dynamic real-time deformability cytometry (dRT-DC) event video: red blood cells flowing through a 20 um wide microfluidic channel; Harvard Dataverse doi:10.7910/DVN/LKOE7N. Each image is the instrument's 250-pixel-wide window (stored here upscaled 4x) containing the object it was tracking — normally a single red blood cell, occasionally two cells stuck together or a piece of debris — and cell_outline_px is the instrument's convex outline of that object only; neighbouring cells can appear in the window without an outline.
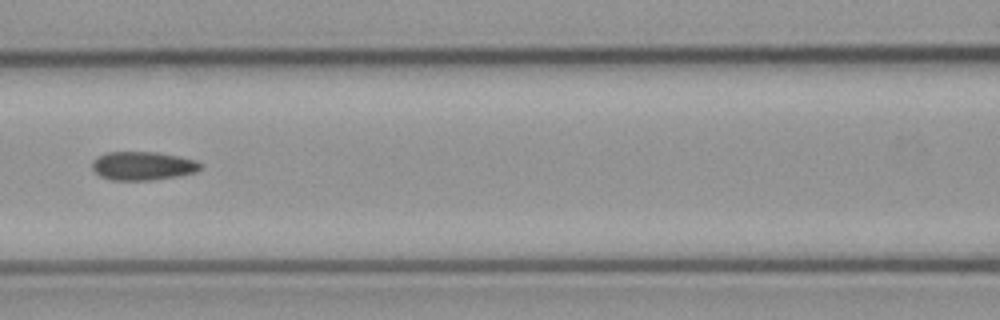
{"species": "common noctule bat (a hibernating species)", "species_latin": "Nyctalus noctula", "temperature_condition": "cold", "stored_images_in_passage": 9, "segment_of_instrument_passage": [1, 2], "camera_frame_rate_fps": 3000, "um_per_image_px": 0.085, "animal": {"sex": "male", "body_mass_g": 23.1, "forearm_length_mm": 52.7}, "frame": {"image": 1, "passage_image": 6, "time_ms": 5.667, "image_size_px": [1000, 320], "cell_outline_px": [[200, 168], [196, 172], [176, 176], [152, 180], [112, 180], [100, 176], [92, 168], [92, 160], [96, 156], [108, 152], [156, 152], [196, 160], [200, 164]], "centroid_in_image_um": [12.09, 14.09], "position_along_channel_um": 154.5, "area_um2": 17.92}}
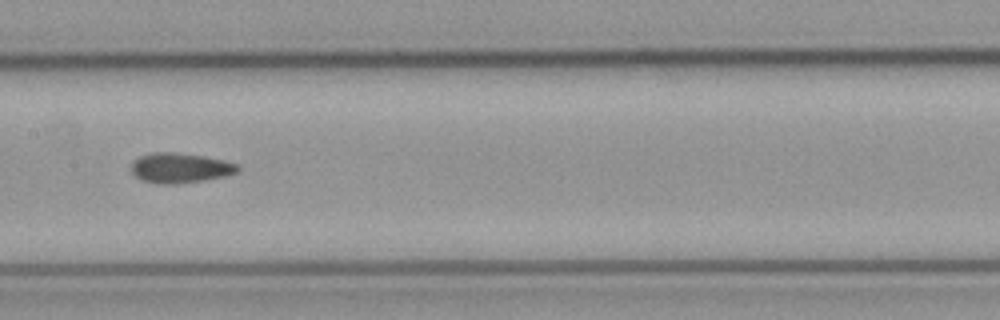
{"frame": {"image": 2, "passage_image": 7, "time_ms": 6.667, "image_size_px": [1000, 320], "cell_outline_px": [[240, 168], [236, 172], [224, 176], [204, 180], [176, 184], [156, 184], [140, 180], [132, 172], [132, 164], [140, 156], [152, 152], [176, 152], [204, 156], [224, 160], [236, 164]], "centroid_in_image_um": [15.29, 14.28], "position_along_channel_um": 192.1, "area_um2": 18.55}}
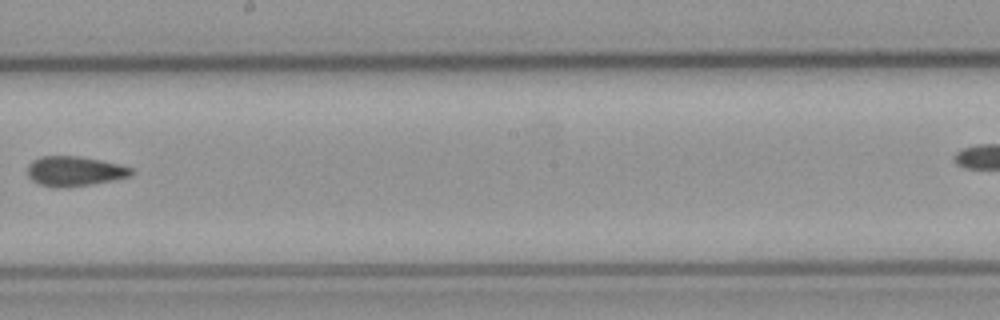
{"frame": {"image": 3, "passage_image": 8, "time_ms": 8.0, "image_size_px": [1000, 320], "cell_outline_px": [[132, 176], [92, 184], [64, 188], [52, 188], [40, 184], [32, 180], [28, 176], [28, 164], [32, 160], [40, 156], [80, 156], [120, 164], [132, 168]], "centroid_in_image_um": [6.32, 14.55], "position_along_channel_um": 241.9, "area_um2": 18.21}}